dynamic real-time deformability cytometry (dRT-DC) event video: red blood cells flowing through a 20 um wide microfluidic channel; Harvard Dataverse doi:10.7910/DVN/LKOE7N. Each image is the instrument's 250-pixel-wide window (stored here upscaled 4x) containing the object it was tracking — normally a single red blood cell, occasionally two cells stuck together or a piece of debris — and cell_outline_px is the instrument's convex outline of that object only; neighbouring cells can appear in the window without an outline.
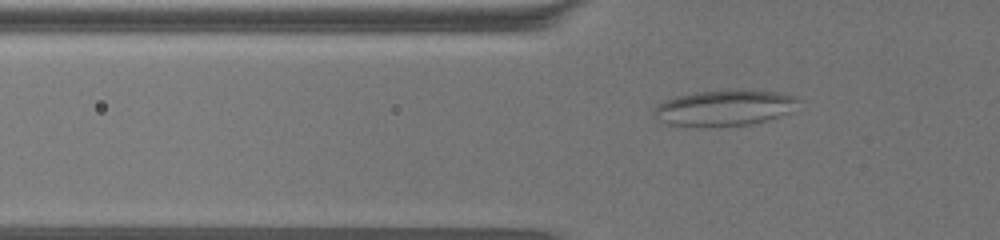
{"species": "common noctule bat (a hibernating species)", "species_latin": "Nyctalus noctula", "temperature_condition": "warm", "stored_images_in_passage": 50, "camera_frame_rate_fps": 3000, "um_per_image_px": 0.085, "animal": {"sex": "female", "body_mass_g": 19.5, "forearm_length_mm": 54.1}, "frame": {"image": 1, "passage_image": 8, "time_ms": 2.333, "image_size_px": [1000, 240], "cell_outline_px": [[796, 100], [788, 112], [780, 116], [752, 124], [708, 128], [704, 128], [668, 124], [660, 120], [652, 112], [656, 104], [680, 96], [696, 92], [776, 92], [796, 96]], "centroid_in_image_um": [61.48, 9.23], "position_along_channel_um": 64.3, "area_um2": 29.19}}
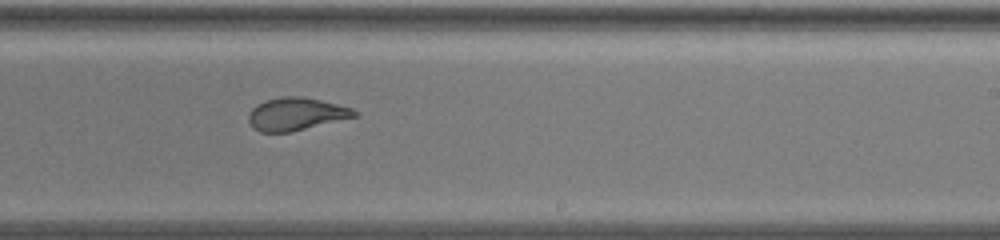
{"frame": {"image": 2, "passage_image": 27, "time_ms": 8.667, "image_size_px": [1000, 240], "cell_outline_px": [[356, 116], [292, 132], [260, 132], [252, 128], [248, 120], [248, 116], [252, 108], [256, 104], [264, 100], [284, 96], [300, 96], [320, 100], [352, 108], [356, 112]], "centroid_in_image_um": [25.11, 9.69], "position_along_channel_um": 263.9, "area_um2": 20.11}}
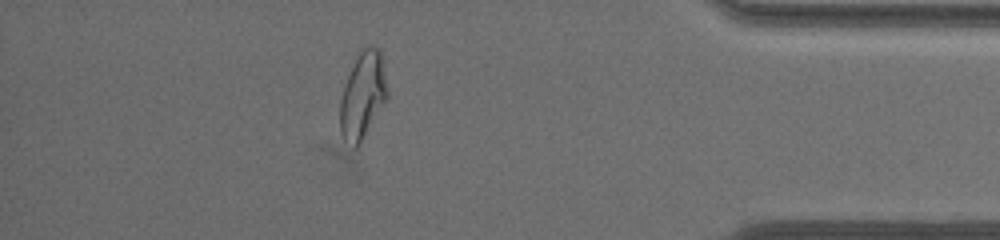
{"frame": {"image": 3, "passage_image": 43, "time_ms": 14.0, "image_size_px": [1000, 240], "cell_outline_px": [[388, 96], [360, 144], [356, 148], [352, 148], [344, 140], [340, 132], [340, 100], [348, 76], [356, 56], [368, 44], [372, 44], [380, 48], [388, 92]], "centroid_in_image_um": [30.83, 8.11], "position_along_channel_um": 404.4, "area_um2": 23.81}, "authors_computed_cell_mechanics": {"area_um2": 22.5998, "velocity_mm_per_s": 3.2337, "shape_relaxation_time_tau1_ms": null, "shape_relaxation_time_tau2_ms": 1.0401, "deformation_change_tau1": null, "deformation_change_tau2": 0.0775}}